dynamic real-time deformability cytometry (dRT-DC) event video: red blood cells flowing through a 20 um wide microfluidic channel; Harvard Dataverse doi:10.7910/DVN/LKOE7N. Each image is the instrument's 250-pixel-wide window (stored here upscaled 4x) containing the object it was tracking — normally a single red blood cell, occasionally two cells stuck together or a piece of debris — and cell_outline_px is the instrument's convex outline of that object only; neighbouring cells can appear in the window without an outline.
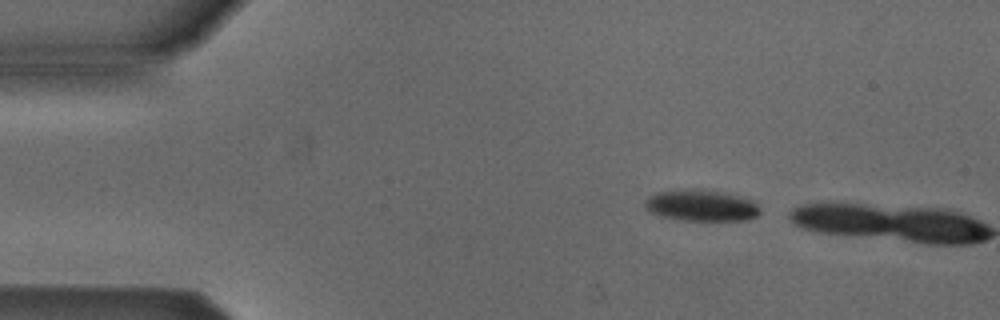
{"species": "Egyptian fruit bat (a non-hibernating species)", "species_latin": "Rousettus aegyptiacus", "temperature_condition": "cold", "stored_images_in_passage": 2, "camera_frame_rate_fps": 3000, "um_per_image_px": 0.085, "animal": {"sex": "male"}, "frame": {"image": 1, "passage_image": 1, "time_ms": 0.0, "image_size_px": [1000, 320], "cell_outline_px": [[760, 212], [756, 216], [748, 220], [680, 220], [656, 216], [648, 212], [644, 208], [644, 200], [648, 196], [660, 192], [724, 192], [756, 200], [760, 208]], "centroid_in_image_um": [59.63, 17.52], "position_along_channel_um": 25.4, "area_um2": 20.58}}